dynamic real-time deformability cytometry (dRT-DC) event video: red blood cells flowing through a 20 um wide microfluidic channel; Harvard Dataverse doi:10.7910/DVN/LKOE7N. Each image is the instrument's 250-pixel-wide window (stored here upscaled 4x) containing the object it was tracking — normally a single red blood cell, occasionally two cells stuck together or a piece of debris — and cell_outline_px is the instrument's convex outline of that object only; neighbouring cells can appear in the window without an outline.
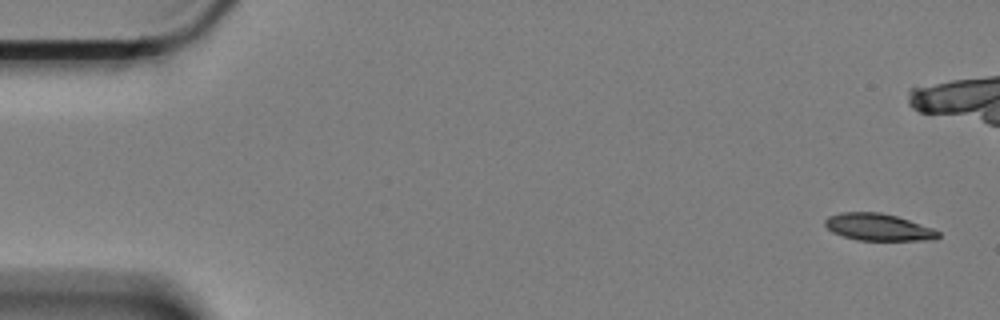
{"species": "Egyptian fruit bat (a non-hibernating species)", "species_latin": "Rousettus aegyptiacus", "temperature_condition": "cold", "stored_images_in_passage": 8, "camera_frame_rate_fps": 3000, "um_per_image_px": 0.085, "animal": {"sex": "female"}, "frame": {"image": 1, "passage_image": 1, "time_ms": 0.0, "image_size_px": [1000, 320], "cell_outline_px": [[940, 236], [936, 240], [856, 240], [832, 232], [824, 224], [824, 220], [828, 216], [840, 212], [880, 212], [896, 216], [932, 228], [940, 232]], "centroid_in_image_um": [74.64, 19.31], "position_along_channel_um": 10.4, "area_um2": 17.8}}